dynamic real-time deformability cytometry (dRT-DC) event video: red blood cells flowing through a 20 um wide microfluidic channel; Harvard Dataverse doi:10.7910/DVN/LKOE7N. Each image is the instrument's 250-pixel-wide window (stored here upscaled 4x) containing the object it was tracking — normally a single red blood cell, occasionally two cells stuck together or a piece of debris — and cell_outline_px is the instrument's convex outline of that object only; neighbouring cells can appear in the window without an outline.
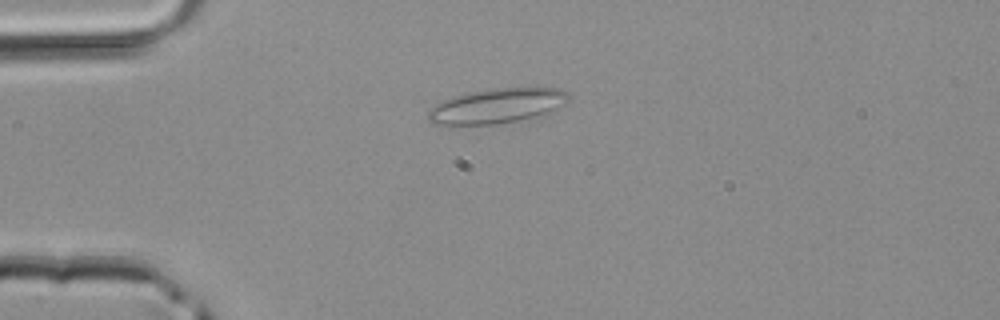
{"species": "common noctule bat (a hibernating species)", "species_latin": "Nyctalus noctula", "temperature_condition": "room temperature", "stored_images_in_passage": 3, "camera_frame_rate_fps": 3000, "um_per_image_px": 0.085, "animal": {"sex": "male", "body_mass_g": 20.4}, "frame": {"image": 1, "passage_image": 2, "time_ms": 0.333, "image_size_px": [1000, 320], "cell_outline_px": [[568, 104], [552, 112], [516, 120], [492, 124], [452, 128], [432, 124], [428, 120], [428, 108], [452, 96], [464, 92], [492, 88], [560, 88], [568, 92]], "centroid_in_image_um": [42.15, 9.03], "position_along_channel_um": 42.8, "area_um2": 29.48}}